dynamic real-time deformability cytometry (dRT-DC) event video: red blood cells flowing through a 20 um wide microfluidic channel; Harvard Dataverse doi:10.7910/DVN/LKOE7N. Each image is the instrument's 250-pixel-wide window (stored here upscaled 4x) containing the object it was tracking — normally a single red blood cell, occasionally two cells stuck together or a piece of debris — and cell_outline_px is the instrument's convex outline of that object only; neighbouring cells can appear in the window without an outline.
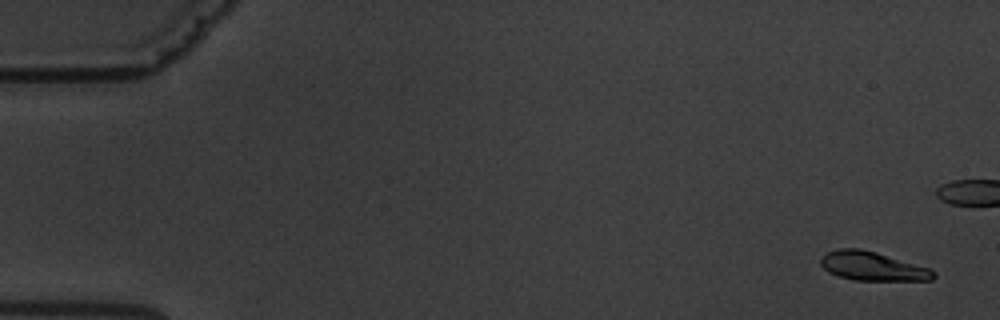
{"species": "common noctule bat (a hibernating species)", "species_latin": "Nyctalus noctula", "temperature_condition": "warm", "stored_images_in_passage": 11, "camera_frame_rate_fps": 3000, "um_per_image_px": 0.085, "animal": {"sex": "male", "body_mass_g": 19.5, "forearm_length_mm": 54.6}, "frame": {"image": 1, "passage_image": 1, "time_ms": 0.0, "image_size_px": [1000, 320], "cell_outline_px": [[936, 276], [932, 280], [852, 280], [828, 272], [820, 264], [820, 256], [828, 252], [840, 248], [860, 248], [876, 252], [932, 268], [936, 272]], "centroid_in_image_um": [74.19, 22.62], "position_along_channel_um": 10.8, "area_um2": 19.13}}
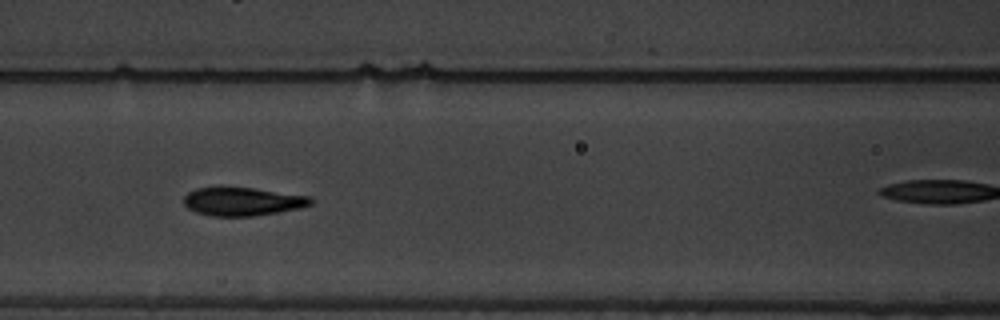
{"frame": {"image": 2, "passage_image": 7, "time_ms": 7.667, "image_size_px": [1000, 320], "cell_outline_px": [[312, 204], [300, 208], [280, 212], [252, 216], [208, 216], [196, 212], [188, 208], [184, 204], [184, 196], [188, 192], [196, 188], [220, 184], [252, 188], [308, 196], [312, 200]], "centroid_in_image_um": [20.53, 17.1], "position_along_channel_um": 146.1, "area_um2": 21.56}}
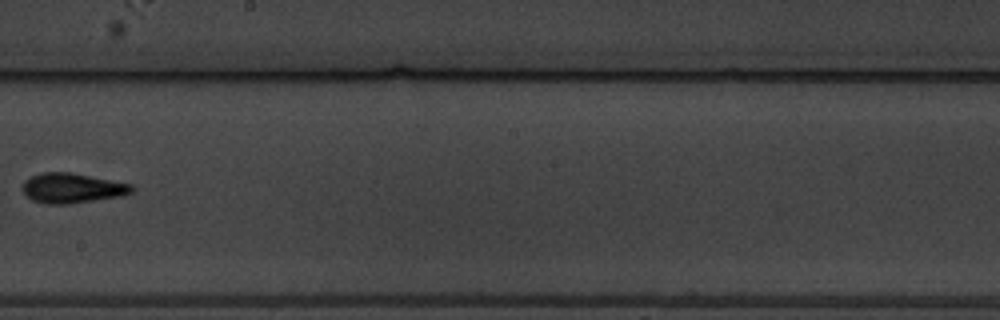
{"frame": {"image": 3, "passage_image": 10, "time_ms": 12.0, "image_size_px": [1000, 320], "cell_outline_px": [[136, 188], [132, 192], [120, 196], [64, 204], [48, 204], [32, 200], [24, 192], [24, 180], [40, 172], [72, 172], [132, 184]], "centroid_in_image_um": [6.15, 15.97], "position_along_channel_um": 242.1, "area_um2": 18.84}}